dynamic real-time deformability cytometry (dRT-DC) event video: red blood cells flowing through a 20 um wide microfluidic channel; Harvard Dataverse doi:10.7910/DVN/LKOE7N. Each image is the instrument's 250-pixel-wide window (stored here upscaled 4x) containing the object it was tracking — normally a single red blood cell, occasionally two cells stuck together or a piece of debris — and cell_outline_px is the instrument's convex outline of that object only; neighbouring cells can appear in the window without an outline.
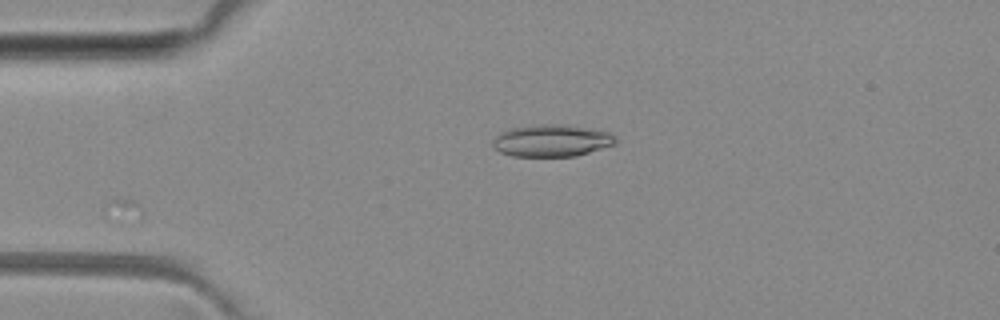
{"species": "common noctule bat (a hibernating species)", "species_latin": "Nyctalus noctula", "temperature_condition": "room temperature", "stored_images_in_passage": 4, "camera_frame_rate_fps": 3000, "um_per_image_px": 0.085, "animal": {"sex": "female", "body_mass_g": 29.2, "forearm_length_mm": 56.3}, "frame": {"image": 1, "passage_image": 4, "time_ms": 3.333, "image_size_px": [1000, 320], "cell_outline_px": [[616, 144], [576, 156], [512, 156], [500, 152], [492, 144], [492, 140], [500, 132], [508, 128], [540, 124], [564, 124], [608, 132], [616, 136]], "centroid_in_image_um": [46.88, 11.95], "position_along_channel_um": 38.1, "area_um2": 22.95}}